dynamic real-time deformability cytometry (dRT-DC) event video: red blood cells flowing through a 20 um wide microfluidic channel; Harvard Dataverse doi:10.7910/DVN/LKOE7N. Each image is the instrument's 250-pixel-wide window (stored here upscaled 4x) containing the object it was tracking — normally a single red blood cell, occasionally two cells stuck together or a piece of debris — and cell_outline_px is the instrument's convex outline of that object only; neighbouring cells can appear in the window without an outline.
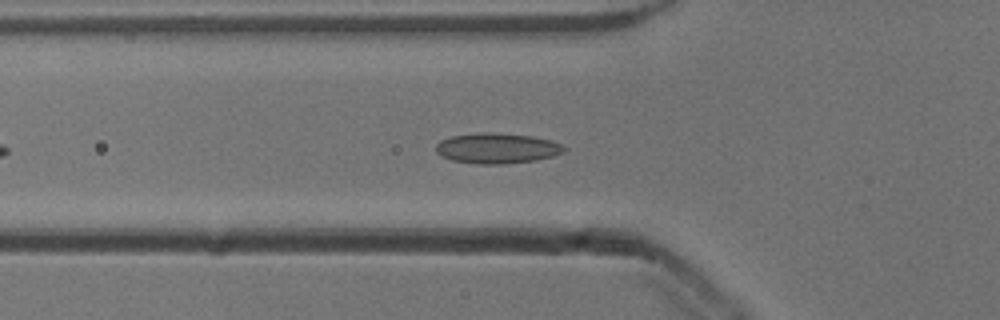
{"species": "common noctule bat (a hibernating species)", "species_latin": "Nyctalus noctula", "temperature_condition": "cold", "stored_images_in_passage": 37, "camera_frame_rate_fps": 3000, "um_per_image_px": 0.085, "animal": {"sex": "male", "body_mass_g": 13.3}, "frame": {"image": 1, "passage_image": 2, "time_ms": 0.333, "image_size_px": [1000, 320], "cell_outline_px": [[568, 148], [564, 152], [552, 156], [536, 160], [504, 164], [476, 164], [452, 160], [440, 156], [436, 152], [436, 144], [440, 140], [452, 136], [476, 132], [492, 132], [532, 136], [552, 140], [564, 144]], "centroid_in_image_um": [42.26, 12.59], "position_along_channel_um": 83.5, "area_um2": 23.06}}
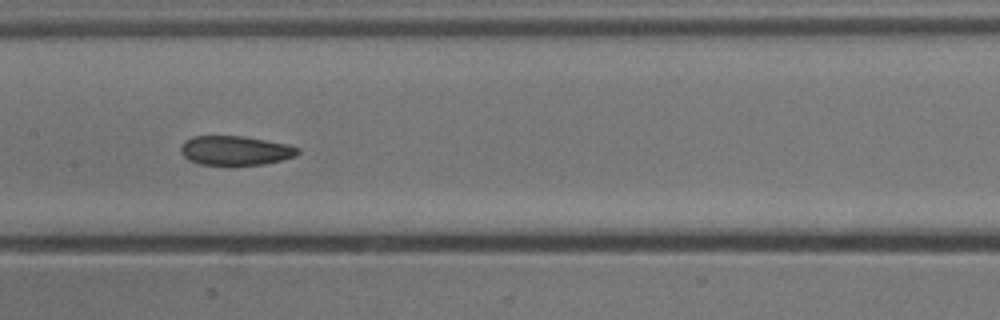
{"frame": {"image": 2, "passage_image": 10, "time_ms": 3.0, "image_size_px": [1000, 320], "cell_outline_px": [[300, 152], [296, 156], [264, 164], [200, 164], [188, 160], [180, 152], [180, 148], [184, 140], [192, 136], [244, 136], [288, 144], [300, 148]], "centroid_in_image_um": [20.0, 12.78], "position_along_channel_um": 187.4, "area_um2": 19.94}}
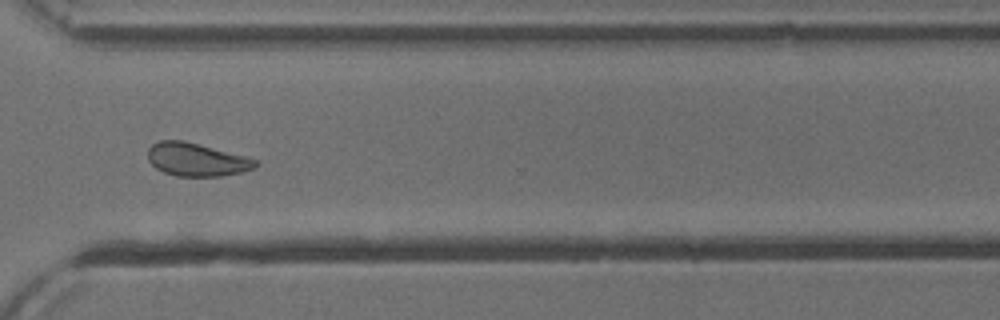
{"frame": {"image": 3, "passage_image": 23, "time_ms": 7.333, "image_size_px": [1000, 320], "cell_outline_px": [[260, 164], [256, 168], [240, 172], [220, 176], [176, 176], [164, 172], [156, 168], [148, 160], [148, 148], [152, 144], [160, 140], [184, 140], [244, 156], [256, 160]], "centroid_in_image_um": [16.69, 13.56], "position_along_channel_um": 353.9, "area_um2": 20.69}, "authors_computed_cell_mechanics": {"area_um2": 21.0392, "velocity_mm_per_s": 3.8567, "shape_relaxation_time_tau1_ms": null, "shape_relaxation_time_tau2_ms": 2.9604, "deformation_change_tau1": null, "deformation_change_tau2": 0.0783}}